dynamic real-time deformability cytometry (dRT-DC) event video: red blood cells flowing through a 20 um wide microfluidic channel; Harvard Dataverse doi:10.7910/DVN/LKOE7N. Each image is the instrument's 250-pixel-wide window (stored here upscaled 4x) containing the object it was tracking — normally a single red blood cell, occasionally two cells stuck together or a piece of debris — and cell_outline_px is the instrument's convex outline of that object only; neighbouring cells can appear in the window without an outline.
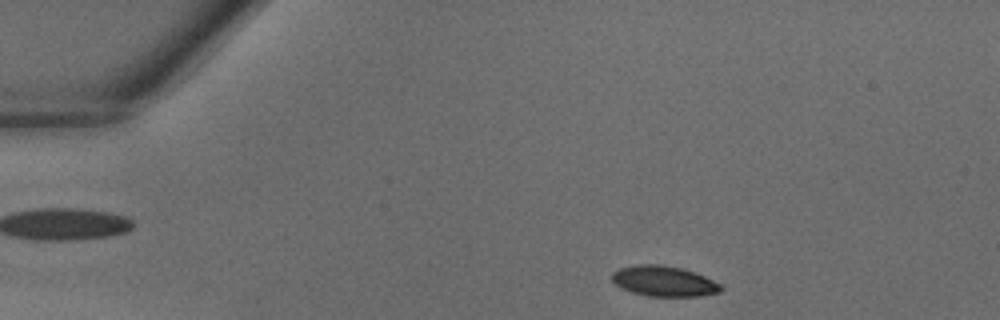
{"species": "common noctule bat (a hibernating species)", "species_latin": "Nyctalus noctula", "temperature_condition": "warm", "stored_images_in_passage": 35, "camera_frame_rate_fps": 3000, "um_per_image_px": 0.085, "animal": {"sex": "male", "body_mass_g": 18.8}, "frame": {"image": 1, "passage_image": 2, "time_ms": 0.333, "image_size_px": [1000, 320], "cell_outline_px": [[724, 288], [720, 292], [700, 296], [648, 296], [632, 292], [616, 284], [612, 280], [612, 272], [620, 268], [636, 264], [660, 264], [680, 268], [696, 272], [724, 284]], "centroid_in_image_um": [56.5, 23.89], "position_along_channel_um": 28.5, "area_um2": 19.48}}
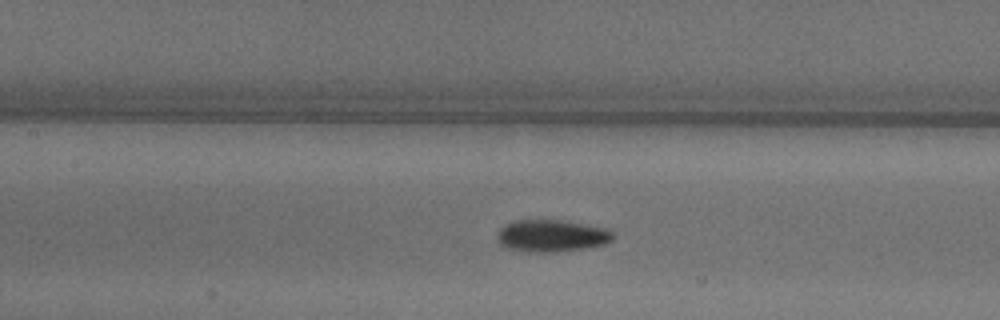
{"frame": {"image": 2, "passage_image": 14, "time_ms": 4.333, "image_size_px": [1000, 320], "cell_outline_px": [[612, 240], [604, 244], [584, 248], [552, 252], [536, 252], [504, 248], [500, 244], [496, 236], [500, 228], [504, 224], [516, 220], [560, 220], [604, 228], [612, 232]], "centroid_in_image_um": [46.82, 20.04], "position_along_channel_um": 160.6, "area_um2": 21.39}}
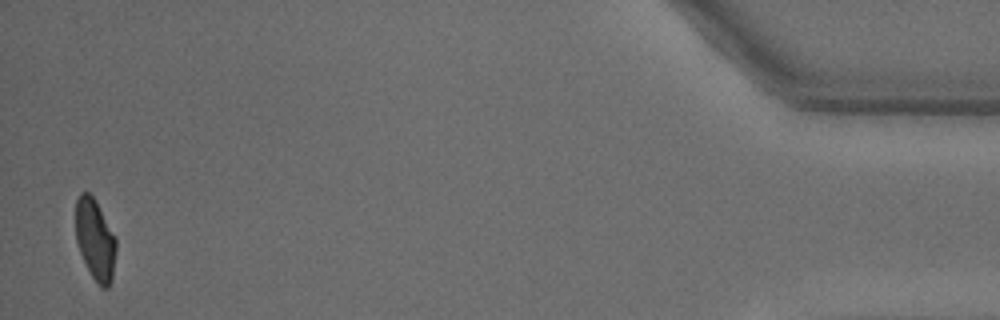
{"frame": {"image": 3, "passage_image": 35, "time_ms": 11.333, "image_size_px": [1000, 320], "cell_outline_px": [[116, 252], [112, 280], [108, 288], [100, 288], [92, 276], [80, 252], [76, 240], [76, 200], [80, 192], [88, 192], [92, 196], [116, 236]], "centroid_in_image_um": [8.1, 20.39], "position_along_channel_um": 427.1, "area_um2": 19.02}}